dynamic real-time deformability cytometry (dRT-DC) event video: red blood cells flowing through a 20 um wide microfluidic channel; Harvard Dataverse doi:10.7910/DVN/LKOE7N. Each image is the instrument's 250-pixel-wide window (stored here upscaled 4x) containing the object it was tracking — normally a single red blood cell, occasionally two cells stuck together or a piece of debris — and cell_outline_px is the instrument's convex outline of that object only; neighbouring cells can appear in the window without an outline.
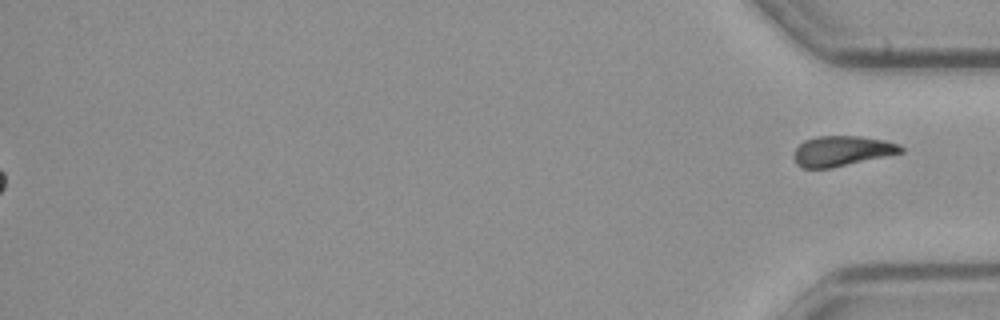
{"species": "common noctule bat (a hibernating species)", "species_latin": "Nyctalus noctula", "temperature_condition": "cold", "stored_images_in_passage": 55, "segment_of_instrument_passage": [2, 2], "camera_frame_rate_fps": 3000, "um_per_image_px": 0.085, "animal": {"sex": "male", "body_mass_g": 23.1, "forearm_length_mm": 52.7}, "frame": {"image": 1, "passage_image": 55, "time_ms": 18.0, "image_size_px": [1000, 320], "cell_outline_px": [[904, 152], [828, 168], [804, 168], [796, 164], [792, 156], [796, 148], [804, 140], [816, 136], [860, 136], [884, 140], [900, 144], [904, 148]], "centroid_in_image_um": [71.54, 12.82], "position_along_channel_um": 363.7, "area_um2": 18.73}}